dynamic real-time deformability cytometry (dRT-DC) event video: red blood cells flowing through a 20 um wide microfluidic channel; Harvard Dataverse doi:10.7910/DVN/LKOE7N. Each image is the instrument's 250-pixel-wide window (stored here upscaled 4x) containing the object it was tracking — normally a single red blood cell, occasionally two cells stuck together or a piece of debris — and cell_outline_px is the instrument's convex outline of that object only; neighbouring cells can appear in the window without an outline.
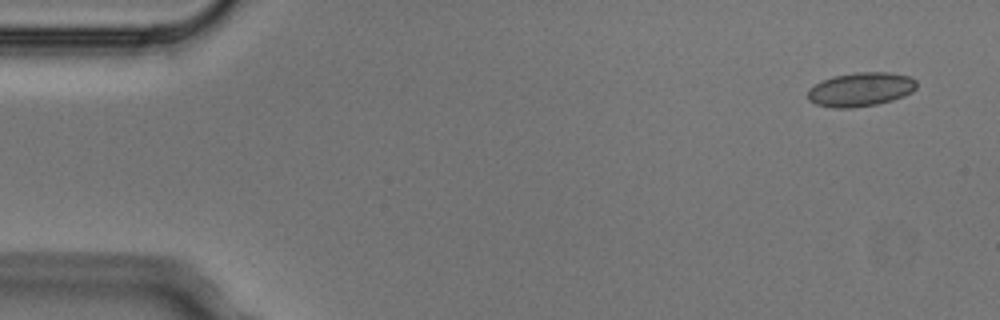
{"species": "Egyptian fruit bat (a non-hibernating species)", "species_latin": "Rousettus aegyptiacus", "temperature_condition": "cold", "stored_images_in_passage": 6, "camera_frame_rate_fps": 3000, "um_per_image_px": 0.085, "animal": {"sex": "male"}, "frame": {"image": 1, "passage_image": 1, "time_ms": 0.0, "image_size_px": [1000, 320], "cell_outline_px": [[916, 88], [912, 92], [904, 96], [892, 100], [876, 104], [852, 108], [832, 108], [816, 104], [808, 100], [808, 88], [832, 76], [856, 72], [888, 72], [912, 76], [916, 80]], "centroid_in_image_um": [73.17, 7.59], "position_along_channel_um": 11.8, "area_um2": 21.68}}
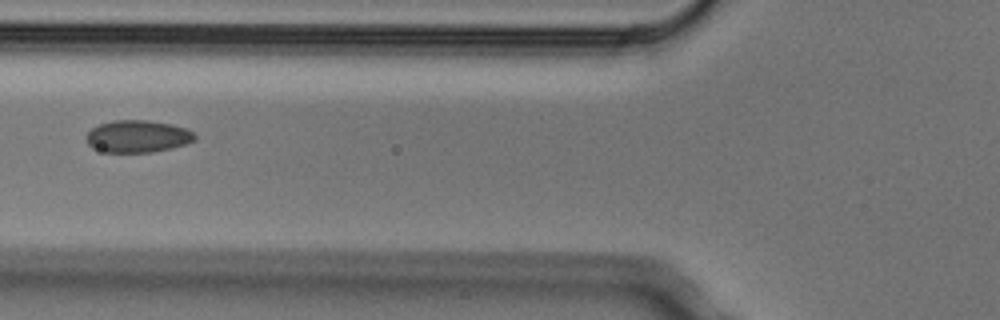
{"frame": {"image": 2, "passage_image": 5, "time_ms": 1.333, "image_size_px": [1000, 320], "cell_outline_px": [[196, 140], [172, 148], [152, 152], [104, 152], [92, 148], [88, 144], [84, 136], [92, 128], [100, 124], [112, 120], [148, 120], [172, 124], [184, 128], [192, 132], [196, 136]], "centroid_in_image_um": [11.67, 11.59], "position_along_channel_um": 114.1, "area_um2": 20.46}}
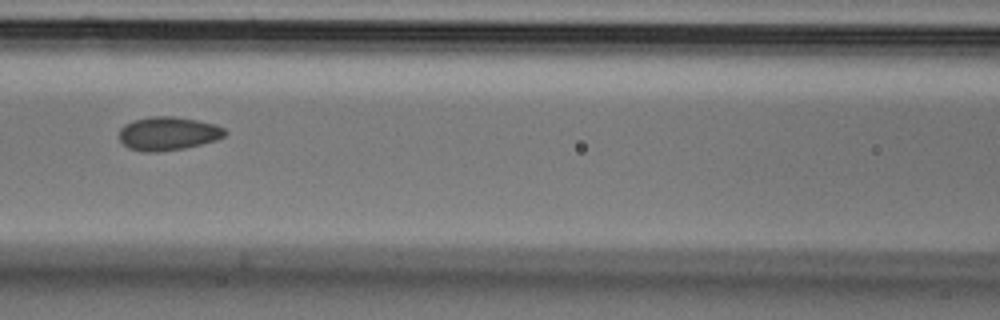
{"frame": {"image": 3, "passage_image": 6, "time_ms": 1.667, "image_size_px": [1000, 320], "cell_outline_px": [[228, 132], [224, 136], [216, 140], [184, 148], [160, 152], [144, 152], [128, 148], [120, 140], [120, 128], [124, 124], [132, 120], [148, 116], [172, 116], [196, 120], [216, 124], [224, 128]], "centroid_in_image_um": [14.27, 11.34], "position_along_channel_um": 152.3, "area_um2": 20.81}}